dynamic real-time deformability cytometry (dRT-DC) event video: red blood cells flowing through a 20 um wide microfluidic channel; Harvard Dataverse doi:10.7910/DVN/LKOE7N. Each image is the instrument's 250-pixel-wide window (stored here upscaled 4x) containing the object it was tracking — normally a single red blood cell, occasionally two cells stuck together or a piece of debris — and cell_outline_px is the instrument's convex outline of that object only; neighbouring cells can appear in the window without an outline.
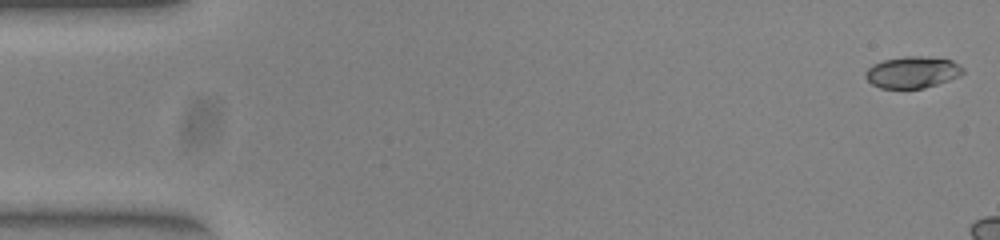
{"species": "common noctule bat (a hibernating species)", "species_latin": "Nyctalus noctula", "temperature_condition": "warm", "stored_images_in_passage": 10, "camera_frame_rate_fps": 3000, "um_per_image_px": 0.085, "animal": {"sex": "female", "body_mass_g": 23.0, "forearm_length_mm": 53.4}, "frame": {"image": 1, "passage_image": 1, "time_ms": 0.0, "image_size_px": [1000, 240], "cell_outline_px": [[964, 72], [960, 76], [924, 88], [880, 88], [872, 84], [864, 76], [864, 72], [872, 64], [884, 60], [904, 56], [920, 56], [952, 60], [960, 64], [964, 68]], "centroid_in_image_um": [77.55, 6.13], "position_along_channel_um": 7.5, "area_um2": 17.98}}